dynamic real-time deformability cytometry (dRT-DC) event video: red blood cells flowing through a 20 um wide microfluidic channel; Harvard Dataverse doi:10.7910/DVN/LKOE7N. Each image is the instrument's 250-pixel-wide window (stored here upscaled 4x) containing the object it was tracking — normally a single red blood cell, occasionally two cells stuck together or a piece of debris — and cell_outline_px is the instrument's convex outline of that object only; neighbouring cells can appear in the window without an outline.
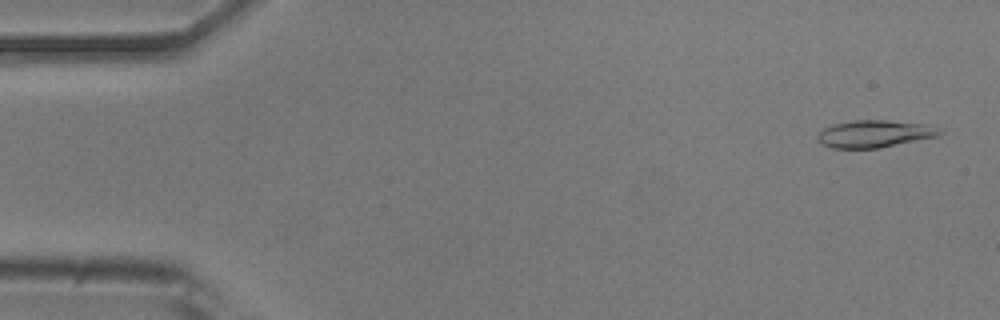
{"species": "common noctule bat (a hibernating species)", "species_latin": "Nyctalus noctula", "temperature_condition": "room temperature", "stored_images_in_passage": 4, "camera_frame_rate_fps": 3000, "um_per_image_px": 0.085, "animal": {"sex": "male", "body_mass_g": 20.5, "forearm_length_mm": 52.5}, "frame": {"image": 1, "passage_image": 2, "time_ms": 0.333, "image_size_px": [1000, 320], "cell_outline_px": [[944, 132], [936, 136], [880, 148], [832, 148], [820, 144], [816, 140], [816, 136], [824, 128], [832, 124], [852, 120], [884, 120], [928, 124], [940, 128]], "centroid_in_image_um": [74.3, 11.37], "position_along_channel_um": 10.7, "area_um2": 19.54}}